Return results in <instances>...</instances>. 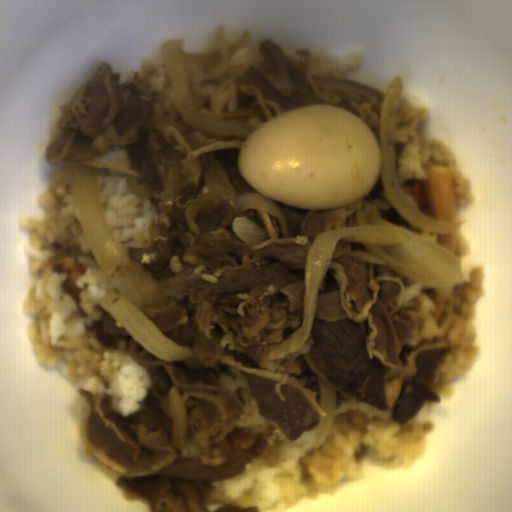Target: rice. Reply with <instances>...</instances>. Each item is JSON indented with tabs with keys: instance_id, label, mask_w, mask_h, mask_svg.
I'll use <instances>...</instances> for the list:
<instances>
[{
	"instance_id": "obj_1",
	"label": "rice",
	"mask_w": 512,
	"mask_h": 512,
	"mask_svg": "<svg viewBox=\"0 0 512 512\" xmlns=\"http://www.w3.org/2000/svg\"><path fill=\"white\" fill-rule=\"evenodd\" d=\"M49 187L35 195L42 216L23 215L16 224L17 230L28 231L23 253L31 284L21 301V311L32 317L25 329L27 346L37 367L58 370L72 386L96 397L112 395L114 410L130 416L153 382L129 353L126 340H119L118 348H107L97 343L94 332H87L86 324L103 317L101 296L118 291L84 235L69 186L58 187L57 197ZM66 255L87 265L78 281V301L62 290L64 275L55 267Z\"/></svg>"
},
{
	"instance_id": "obj_2",
	"label": "rice",
	"mask_w": 512,
	"mask_h": 512,
	"mask_svg": "<svg viewBox=\"0 0 512 512\" xmlns=\"http://www.w3.org/2000/svg\"><path fill=\"white\" fill-rule=\"evenodd\" d=\"M435 424L419 415L403 424L374 417L368 432L361 434L344 413L337 414L319 449H313L315 430H306L296 441L282 442L277 462L256 458L245 464L242 474L213 481L215 498L267 510L337 494L361 484L367 464L402 471L420 463L427 457L428 433Z\"/></svg>"
},
{
	"instance_id": "obj_3",
	"label": "rice",
	"mask_w": 512,
	"mask_h": 512,
	"mask_svg": "<svg viewBox=\"0 0 512 512\" xmlns=\"http://www.w3.org/2000/svg\"><path fill=\"white\" fill-rule=\"evenodd\" d=\"M462 283L448 288H427L421 281L405 287L401 305L413 298H421L425 317L423 330L409 334L401 345H416L424 339L449 334L458 348L447 353L438 373V381L432 385L440 399L450 400L458 389V376L470 374L484 351L481 344H474L479 326L475 309L481 298L487 297L485 265H474L463 270Z\"/></svg>"
},
{
	"instance_id": "obj_4",
	"label": "rice",
	"mask_w": 512,
	"mask_h": 512,
	"mask_svg": "<svg viewBox=\"0 0 512 512\" xmlns=\"http://www.w3.org/2000/svg\"><path fill=\"white\" fill-rule=\"evenodd\" d=\"M430 117V107L414 104L402 93L395 109L396 141L404 146L397 156L401 183L411 178L424 182L428 162L450 164L453 170V195L458 205L476 203L456 151L442 140L419 134L416 126L427 122Z\"/></svg>"
},
{
	"instance_id": "obj_5",
	"label": "rice",
	"mask_w": 512,
	"mask_h": 512,
	"mask_svg": "<svg viewBox=\"0 0 512 512\" xmlns=\"http://www.w3.org/2000/svg\"><path fill=\"white\" fill-rule=\"evenodd\" d=\"M105 216L125 253L127 246H149V222L158 211L149 198L130 194L127 173L107 168L96 169Z\"/></svg>"
},
{
	"instance_id": "obj_6",
	"label": "rice",
	"mask_w": 512,
	"mask_h": 512,
	"mask_svg": "<svg viewBox=\"0 0 512 512\" xmlns=\"http://www.w3.org/2000/svg\"><path fill=\"white\" fill-rule=\"evenodd\" d=\"M191 84L202 105L207 101L210 102L209 114L223 117L225 107L231 111L236 110L238 89L235 77L219 79L218 83H207L193 75Z\"/></svg>"
},
{
	"instance_id": "obj_7",
	"label": "rice",
	"mask_w": 512,
	"mask_h": 512,
	"mask_svg": "<svg viewBox=\"0 0 512 512\" xmlns=\"http://www.w3.org/2000/svg\"><path fill=\"white\" fill-rule=\"evenodd\" d=\"M365 50L353 49L342 54L319 51L312 54V75L323 78H343L347 71L366 64Z\"/></svg>"
},
{
	"instance_id": "obj_8",
	"label": "rice",
	"mask_w": 512,
	"mask_h": 512,
	"mask_svg": "<svg viewBox=\"0 0 512 512\" xmlns=\"http://www.w3.org/2000/svg\"><path fill=\"white\" fill-rule=\"evenodd\" d=\"M230 368L236 373L237 378L235 380L232 376L223 372L219 374L218 377L221 385L237 394L239 398L246 403L245 413L237 422L236 426L254 428L261 431L267 429L269 421L265 417H262L256 396L248 390L247 375L240 372L232 365Z\"/></svg>"
},
{
	"instance_id": "obj_9",
	"label": "rice",
	"mask_w": 512,
	"mask_h": 512,
	"mask_svg": "<svg viewBox=\"0 0 512 512\" xmlns=\"http://www.w3.org/2000/svg\"><path fill=\"white\" fill-rule=\"evenodd\" d=\"M160 49H155L149 54L145 55L139 64L138 70L139 74L145 76L147 69L149 68H157L156 74L151 76L150 86L153 92H160L164 89V69L159 53Z\"/></svg>"
}]
</instances>
